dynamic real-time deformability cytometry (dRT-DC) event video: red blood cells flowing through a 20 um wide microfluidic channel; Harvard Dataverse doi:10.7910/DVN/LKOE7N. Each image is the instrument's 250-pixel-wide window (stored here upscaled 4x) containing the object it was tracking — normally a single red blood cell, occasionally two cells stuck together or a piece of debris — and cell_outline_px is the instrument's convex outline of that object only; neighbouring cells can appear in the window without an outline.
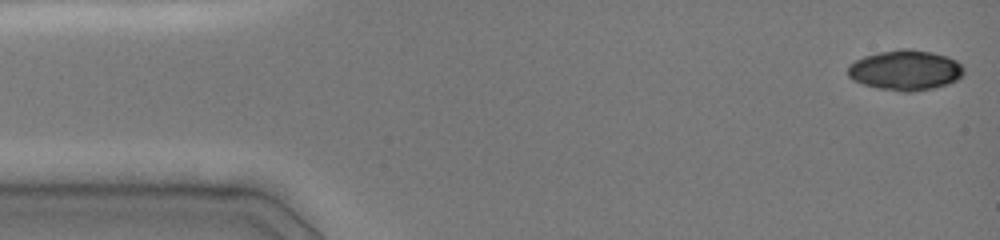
{"species": "common noctule bat (a hibernating species)", "species_latin": "Nyctalus noctula", "temperature_condition": "cold", "stored_images_in_passage": 46, "camera_frame_rate_fps": 3000, "um_per_image_px": 0.085, "animal": {"sex": "female", "body_mass_g": 19.0, "forearm_length_mm": 51.5}, "frame": {"image": 1, "passage_image": 1, "time_ms": 0.0, "image_size_px": [1000, 240], "cell_outline_px": [[964, 72], [956, 80], [948, 84], [932, 88], [912, 92], [900, 92], [876, 88], [852, 80], [848, 76], [848, 64], [864, 56], [880, 52], [900, 48], [908, 48], [932, 52], [948, 56], [956, 60], [964, 68]], "centroid_in_image_um": [76.94, 5.96], "position_along_channel_um": 8.1, "area_um2": 27.34}}
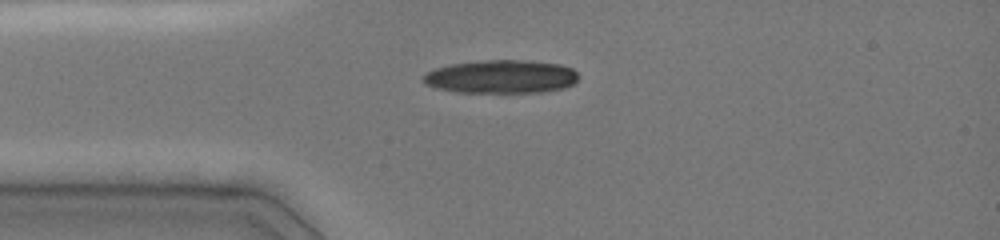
{"frame": {"image": 2, "passage_image": 11, "time_ms": 3.333, "image_size_px": [1000, 240], "cell_outline_px": [[580, 76], [576, 84], [564, 88], [544, 92], [456, 92], [436, 88], [424, 84], [420, 80], [420, 76], [424, 72], [436, 68], [452, 64], [488, 60], [524, 60], [560, 64], [572, 68]], "centroid_in_image_um": [42.59, 6.52], "position_along_channel_um": 42.4, "area_um2": 30.52}}
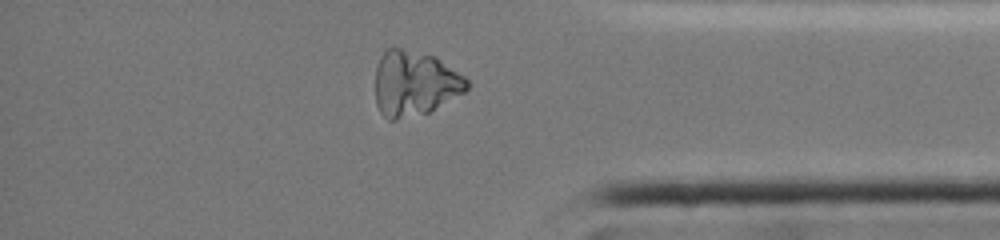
{"frame": {"image": 3, "passage_image": 39, "time_ms": 12.667, "image_size_px": [1000, 240], "cell_outline_px": [[468, 88], [464, 92], [428, 112], [396, 120], [388, 120], [380, 112], [376, 104], [376, 68], [380, 56], [388, 48], [400, 48], [436, 56], [464, 76], [468, 80]], "centroid_in_image_um": [35.23, 7.09], "position_along_channel_um": 400.0, "area_um2": 34.62}}